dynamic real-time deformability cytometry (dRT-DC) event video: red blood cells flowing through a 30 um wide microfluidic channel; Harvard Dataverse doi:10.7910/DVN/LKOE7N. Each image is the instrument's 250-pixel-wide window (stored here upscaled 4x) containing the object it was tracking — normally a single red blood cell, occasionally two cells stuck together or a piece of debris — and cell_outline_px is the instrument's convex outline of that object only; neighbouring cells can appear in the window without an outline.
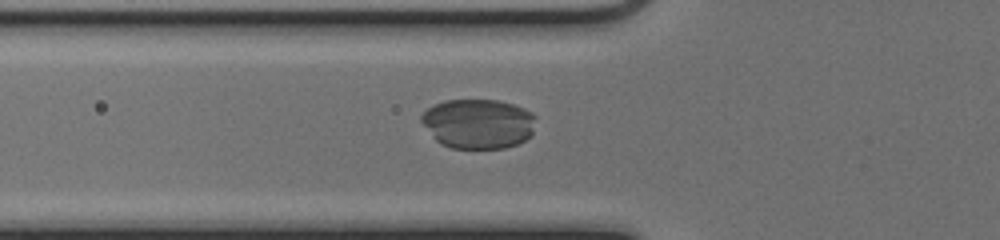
{"species": "common noctule bat (a hibernating species)", "species_latin": "Nyctalus noctula", "temperature_condition": "cold", "stored_images_in_passage": 53, "camera_frame_rate_fps": 3000, "um_per_image_px": 0.085, "animal": {"sex": "female", "body_mass_g": 17.0, "forearm_length_mm": 48.0}, "frame": {"image": 1, "passage_image": 20, "time_ms": 6.333, "image_size_px": [1000, 240], "cell_outline_px": [[536, 116], [532, 136], [516, 144], [504, 148], [452, 148], [440, 144], [432, 136], [420, 120], [420, 116], [432, 104], [444, 100], [496, 100], [512, 104], [524, 108], [532, 112]], "centroid_in_image_um": [40.64, 10.51], "position_along_channel_um": 85.2, "area_um2": 33.35}}
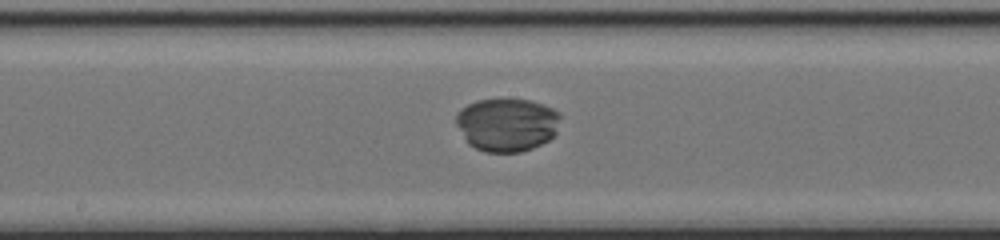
{"frame": {"image": 2, "passage_image": 29, "time_ms": 9.333, "image_size_px": [1000, 240], "cell_outline_px": [[560, 116], [556, 132], [548, 140], [532, 148], [520, 152], [484, 152], [468, 144], [456, 124], [456, 112], [460, 108], [476, 100], [532, 100], [544, 104], [560, 112]], "centroid_in_image_um": [43.08, 10.59], "position_along_channel_um": 205.1, "area_um2": 32.37}}
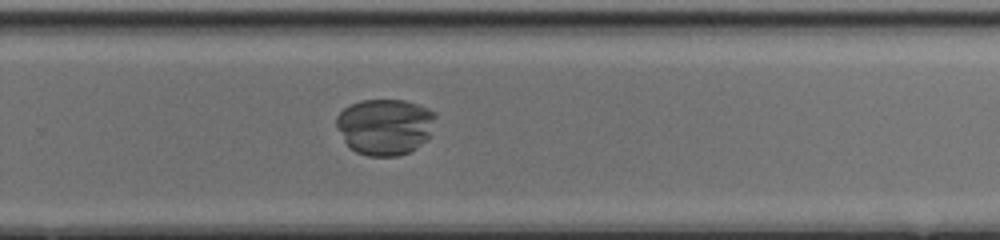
{"frame": {"image": 3, "passage_image": 36, "time_ms": 11.667, "image_size_px": [1000, 240], "cell_outline_px": [[436, 116], [432, 136], [416, 148], [400, 156], [368, 156], [356, 152], [344, 140], [336, 124], [336, 116], [344, 108], [360, 100], [404, 100], [428, 108], [436, 112]], "centroid_in_image_um": [32.77, 10.77], "position_along_channel_um": 297.0, "area_um2": 32.66}}